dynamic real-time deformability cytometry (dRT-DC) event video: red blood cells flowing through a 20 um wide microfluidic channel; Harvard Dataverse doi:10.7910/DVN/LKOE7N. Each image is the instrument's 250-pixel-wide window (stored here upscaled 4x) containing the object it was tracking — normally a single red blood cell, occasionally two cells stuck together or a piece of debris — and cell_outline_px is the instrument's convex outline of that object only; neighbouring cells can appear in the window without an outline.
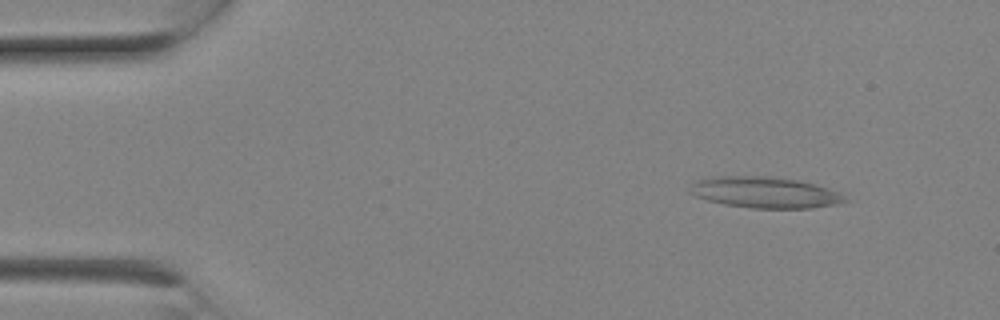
{"species": "Egyptian fruit bat (a non-hibernating species)", "species_latin": "Rousettus aegyptiacus", "temperature_condition": "room temperature", "stored_images_in_passage": 1, "camera_frame_rate_fps": 3000, "um_per_image_px": 0.085, "animal": {"sex": "female"}, "frame": {"image": 1, "passage_image": 1, "time_ms": 0.0, "image_size_px": [1000, 320], "cell_outline_px": [[848, 200], [840, 204], [812, 208], [752, 208], [724, 204], [708, 200], [696, 196], [688, 192], [688, 188], [696, 180], [712, 176], [768, 176], [800, 180], [828, 188], [840, 192]], "centroid_in_image_um": [65.02, 16.35], "position_along_channel_um": 20.0, "area_um2": 28.32}}